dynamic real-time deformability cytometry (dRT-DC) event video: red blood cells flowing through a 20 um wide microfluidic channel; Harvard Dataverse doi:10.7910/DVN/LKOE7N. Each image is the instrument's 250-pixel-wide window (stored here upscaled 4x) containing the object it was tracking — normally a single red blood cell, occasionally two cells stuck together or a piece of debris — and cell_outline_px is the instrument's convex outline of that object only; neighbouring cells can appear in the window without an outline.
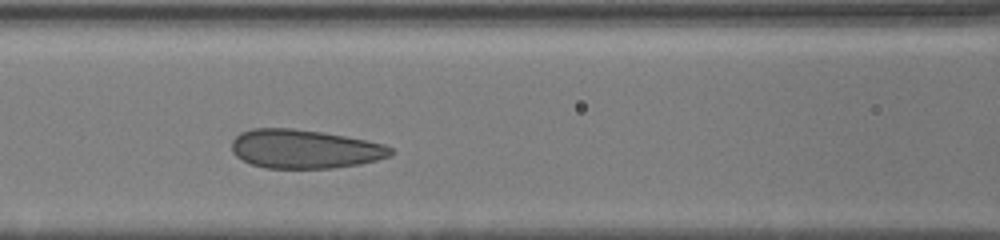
{"species": "human", "species_latin": "Homo sapiens", "temperature_condition": "cold", "stored_images_in_passage": 6, "camera_frame_rate_fps": 3000, "um_per_image_px": 0.085, "donor": {"sex": "male"}, "frame": {"image": 1, "passage_image": 5, "time_ms": 3.0, "image_size_px": [1000, 240], "cell_outline_px": [[396, 152], [392, 156], [360, 164], [332, 168], [264, 168], [252, 164], [236, 156], [232, 152], [232, 140], [240, 132], [252, 128], [292, 128], [320, 132], [344, 136], [384, 144], [392, 148]], "centroid_in_image_um": [25.89, 12.66], "position_along_channel_um": 140.7, "area_um2": 36.01}}